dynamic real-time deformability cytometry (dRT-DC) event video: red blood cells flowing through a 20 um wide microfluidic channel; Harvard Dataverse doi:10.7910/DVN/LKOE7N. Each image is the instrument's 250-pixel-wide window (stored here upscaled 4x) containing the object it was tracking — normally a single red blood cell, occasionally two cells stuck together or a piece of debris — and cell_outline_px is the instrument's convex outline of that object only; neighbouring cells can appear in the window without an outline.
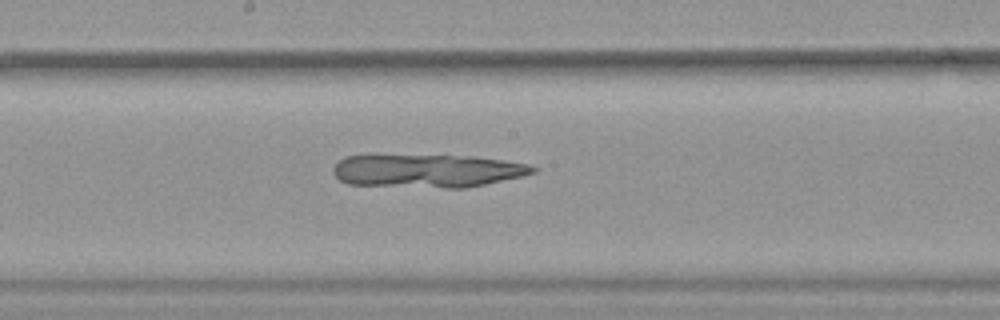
{"species": "common noctule bat (a hibernating species)", "species_latin": "Nyctalus noctula", "temperature_condition": "warm", "stored_images_in_passage": 40, "camera_frame_rate_fps": 3000, "um_per_image_px": 0.085, "animal": {"sex": "female", "body_mass_g": 19.9}, "frame": {"image": 1, "passage_image": 17, "time_ms": 5.333, "image_size_px": [1000, 320], "cell_outline_px": [[536, 172], [524, 176], [464, 188], [444, 188], [348, 184], [340, 180], [332, 172], [332, 168], [340, 160], [348, 156], [476, 156], [528, 164], [536, 168]], "centroid_in_image_um": [36.36, 14.53], "position_along_channel_um": 211.8, "area_um2": 38.26}}
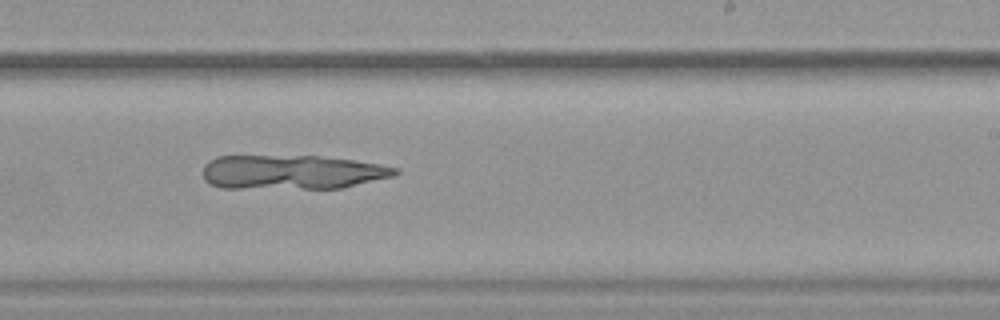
{"frame": {"image": 2, "passage_image": 21, "time_ms": 6.667, "image_size_px": [1000, 320], "cell_outline_px": [[400, 172], [396, 176], [340, 188], [220, 188], [208, 184], [204, 180], [204, 164], [208, 160], [216, 156], [316, 156], [352, 160], [380, 164], [400, 168]], "centroid_in_image_um": [24.81, 14.63], "position_along_channel_um": 264.2, "area_um2": 38.67}}